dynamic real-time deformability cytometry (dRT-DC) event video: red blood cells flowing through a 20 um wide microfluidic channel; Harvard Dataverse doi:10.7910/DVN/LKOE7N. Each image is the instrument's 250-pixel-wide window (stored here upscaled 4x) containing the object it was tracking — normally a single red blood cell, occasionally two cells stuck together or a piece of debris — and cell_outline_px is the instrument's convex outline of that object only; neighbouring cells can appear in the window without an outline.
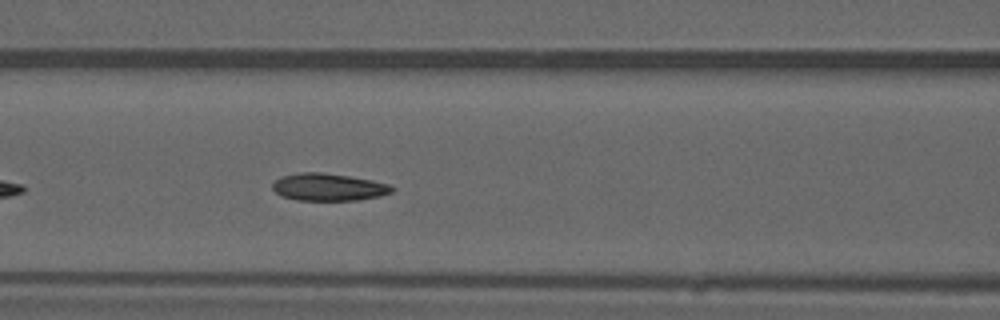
{"species": "common noctule bat (a hibernating species)", "species_latin": "Nyctalus noctula", "temperature_condition": "warm", "stored_images_in_passage": 29, "camera_frame_rate_fps": 3000, "um_per_image_px": 0.085, "animal": {"sex": "male", "forearm_length_mm": 52.5}, "frame": {"image": 1, "passage_image": 9, "time_ms": 2.667, "image_size_px": [1000, 320], "cell_outline_px": [[396, 188], [392, 192], [380, 196], [356, 200], [296, 200], [280, 196], [272, 188], [272, 184], [280, 176], [296, 172], [320, 172], [348, 176], [372, 180], [388, 184]], "centroid_in_image_um": [27.89, 15.9], "position_along_channel_um": 138.7, "area_um2": 19.13}}
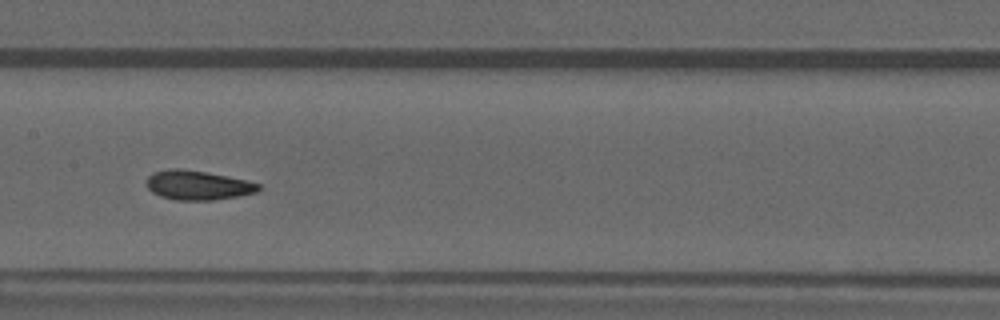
{"frame": {"image": 2, "passage_image": 13, "time_ms": 4.0, "image_size_px": [1000, 320], "cell_outline_px": [[260, 188], [256, 192], [236, 196], [212, 200], [176, 200], [160, 196], [152, 192], [148, 188], [148, 176], [152, 172], [168, 168], [180, 168], [208, 172], [248, 180], [260, 184]], "centroid_in_image_um": [16.8, 15.72], "position_along_channel_um": 190.6, "area_um2": 19.19}, "authors_computed_cell_mechanics": {"area_um2": 19.074, "velocity_mm_per_s": 3.9019, "shape_relaxation_time_tau1_ms": 5.4023, "shape_relaxation_time_tau2_ms": 2.7401, "deformation_change_tau1": 0.1499, "deformation_change_tau2": 0.0672}}